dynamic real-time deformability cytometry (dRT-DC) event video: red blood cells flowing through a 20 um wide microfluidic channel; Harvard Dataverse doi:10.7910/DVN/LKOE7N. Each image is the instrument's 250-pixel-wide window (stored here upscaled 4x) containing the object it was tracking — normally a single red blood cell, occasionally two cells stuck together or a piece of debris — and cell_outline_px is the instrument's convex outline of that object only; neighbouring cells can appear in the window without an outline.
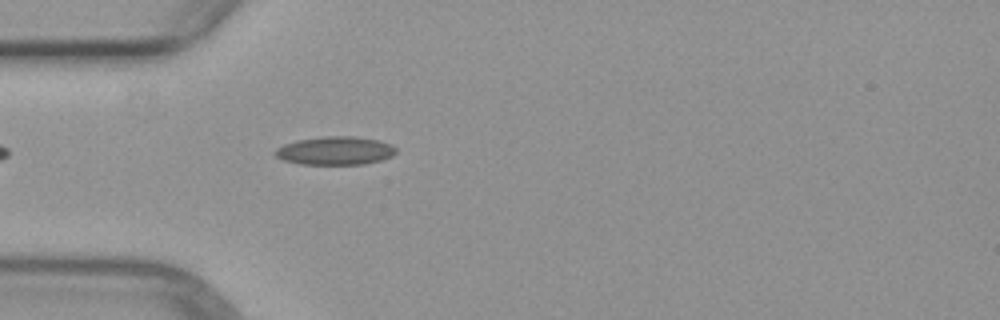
{"species": "common noctule bat (a hibernating species)", "species_latin": "Nyctalus noctula", "temperature_condition": "warm", "stored_images_in_passage": 4, "camera_frame_rate_fps": 3000, "um_per_image_px": 0.085, "animal": {"sex": "female", "body_mass_g": 29.2, "forearm_length_mm": 56.3}, "frame": {"image": 1, "passage_image": 4, "time_ms": 4.333, "image_size_px": [1000, 320], "cell_outline_px": [[396, 152], [392, 156], [380, 160], [364, 164], [300, 164], [284, 160], [276, 156], [272, 152], [276, 148], [284, 144], [296, 140], [324, 136], [356, 136], [380, 140], [392, 144], [396, 148]], "centroid_in_image_um": [28.5, 12.8], "position_along_channel_um": 56.5, "area_um2": 20.11}}